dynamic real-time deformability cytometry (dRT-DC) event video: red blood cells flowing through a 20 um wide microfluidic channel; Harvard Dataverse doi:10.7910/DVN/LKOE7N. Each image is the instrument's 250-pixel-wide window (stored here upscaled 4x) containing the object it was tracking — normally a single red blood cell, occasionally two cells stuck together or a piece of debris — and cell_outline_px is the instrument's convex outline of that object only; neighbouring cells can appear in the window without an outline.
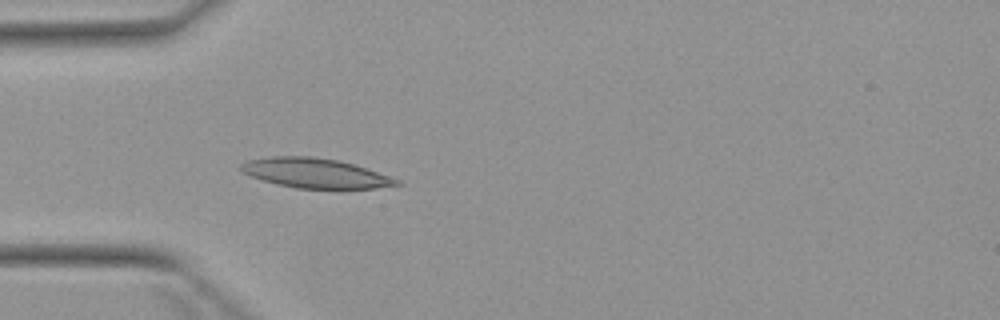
{"species": "Egyptian fruit bat (a non-hibernating species)", "species_latin": "Rousettus aegyptiacus", "temperature_condition": "warm", "stored_images_in_passage": 1, "camera_frame_rate_fps": 3000, "um_per_image_px": 0.085, "animal": {"sex": "female"}, "frame": {"image": 1, "passage_image": 1, "time_ms": 0.0, "image_size_px": [1000, 320], "cell_outline_px": [[404, 184], [376, 188], [340, 192], [296, 188], [276, 184], [252, 176], [244, 172], [240, 168], [240, 164], [248, 160], [272, 156], [312, 156], [340, 160], [400, 180]], "centroid_in_image_um": [26.87, 14.77], "position_along_channel_um": 58.1, "area_um2": 27.74}}